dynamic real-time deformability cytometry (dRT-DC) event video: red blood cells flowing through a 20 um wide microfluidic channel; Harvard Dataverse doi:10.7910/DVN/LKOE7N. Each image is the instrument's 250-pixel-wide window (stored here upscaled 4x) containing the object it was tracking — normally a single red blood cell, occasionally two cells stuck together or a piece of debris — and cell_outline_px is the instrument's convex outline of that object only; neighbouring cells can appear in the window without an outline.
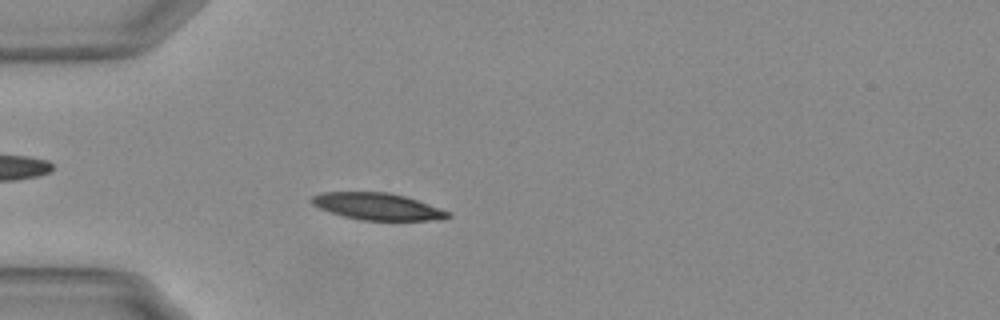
{"species": "Egyptian fruit bat (a non-hibernating species)", "species_latin": "Rousettus aegyptiacus", "temperature_condition": "warm", "stored_images_in_passage": 55, "camera_frame_rate_fps": 3000, "um_per_image_px": 0.085, "animal": {"sex": "female"}, "frame": {"image": 1, "passage_image": 16, "time_ms": 5.0, "image_size_px": [1000, 320], "cell_outline_px": [[452, 216], [444, 220], [364, 220], [344, 216], [320, 208], [312, 204], [312, 196], [320, 192], [388, 192], [404, 196], [416, 200], [448, 212]], "centroid_in_image_um": [32.08, 17.55], "position_along_channel_um": 52.9, "area_um2": 20.98}}
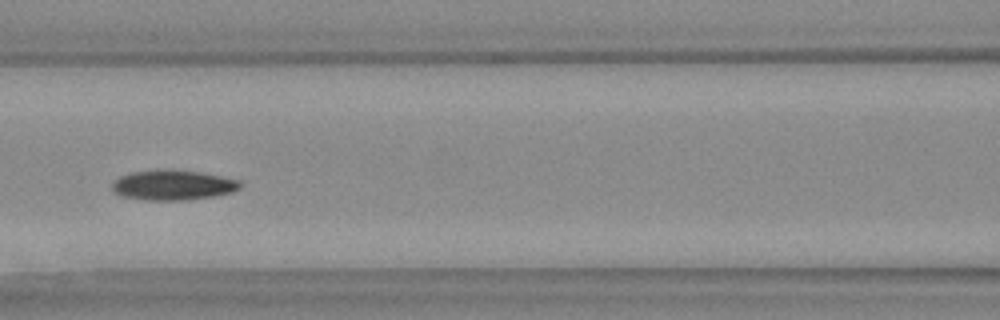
{"frame": {"image": 2, "passage_image": 25, "time_ms": 8.0, "image_size_px": [1000, 320], "cell_outline_px": [[244, 184], [240, 188], [232, 192], [212, 196], [188, 200], [144, 200], [124, 196], [112, 192], [112, 184], [120, 176], [132, 172], [200, 172], [240, 180]], "centroid_in_image_um": [14.74, 15.78], "position_along_channel_um": 151.9, "area_um2": 21.62}}
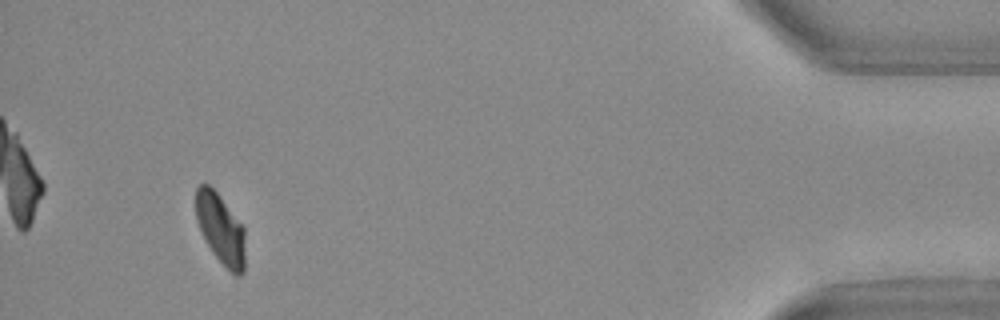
{"frame": {"image": 3, "passage_image": 52, "time_ms": 17.0, "image_size_px": [1000, 320], "cell_outline_px": [[244, 272], [240, 276], [236, 276], [228, 272], [212, 252], [200, 228], [196, 216], [196, 188], [200, 184], [208, 184], [220, 196], [244, 228]], "centroid_in_image_um": [18.76, 19.5], "position_along_channel_um": 416.4, "area_um2": 20.0}, "authors_computed_cell_mechanics": {"area_um2": 21.3282, "velocity_mm_per_s": 3.6761, "shape_relaxation_time_tau1_ms": 9.852, "shape_relaxation_time_tau2_ms": 5.7223, "deformation_change_tau1": 0.2366, "deformation_change_tau2": 0.0602}}